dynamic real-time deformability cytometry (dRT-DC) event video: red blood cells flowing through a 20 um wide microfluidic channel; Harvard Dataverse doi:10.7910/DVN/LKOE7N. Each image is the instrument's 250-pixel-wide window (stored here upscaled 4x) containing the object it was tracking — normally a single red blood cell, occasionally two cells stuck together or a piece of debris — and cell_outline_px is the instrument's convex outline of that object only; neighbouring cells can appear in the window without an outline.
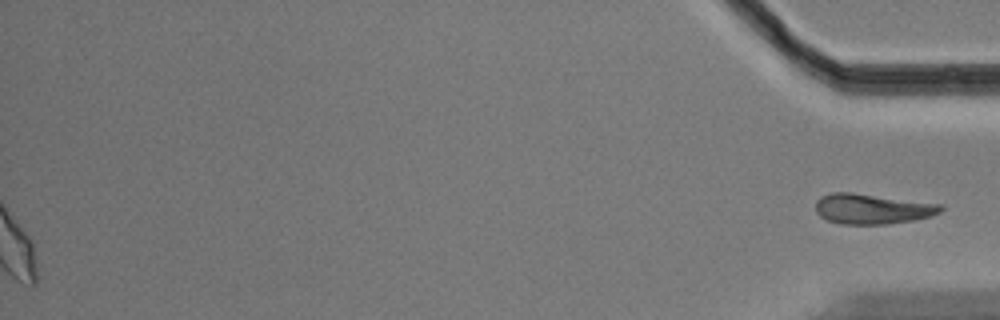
{"species": "Egyptian fruit bat (a non-hibernating species)", "species_latin": "Rousettus aegyptiacus", "temperature_condition": "cold", "stored_images_in_passage": 46, "segment_of_instrument_passage": [2, 2], "camera_frame_rate_fps": 3000, "um_per_image_px": 0.085, "animal": {"sex": "male"}, "frame": {"image": 1, "passage_image": 46, "time_ms": 15.0, "image_size_px": [1000, 320], "cell_outline_px": [[944, 208], [940, 212], [932, 216], [916, 220], [884, 224], [840, 224], [828, 220], [820, 216], [816, 212], [816, 200], [820, 196], [832, 192], [852, 192], [944, 204]], "centroid_in_image_um": [74.16, 17.74], "position_along_channel_um": 361.0, "area_um2": 22.31}}